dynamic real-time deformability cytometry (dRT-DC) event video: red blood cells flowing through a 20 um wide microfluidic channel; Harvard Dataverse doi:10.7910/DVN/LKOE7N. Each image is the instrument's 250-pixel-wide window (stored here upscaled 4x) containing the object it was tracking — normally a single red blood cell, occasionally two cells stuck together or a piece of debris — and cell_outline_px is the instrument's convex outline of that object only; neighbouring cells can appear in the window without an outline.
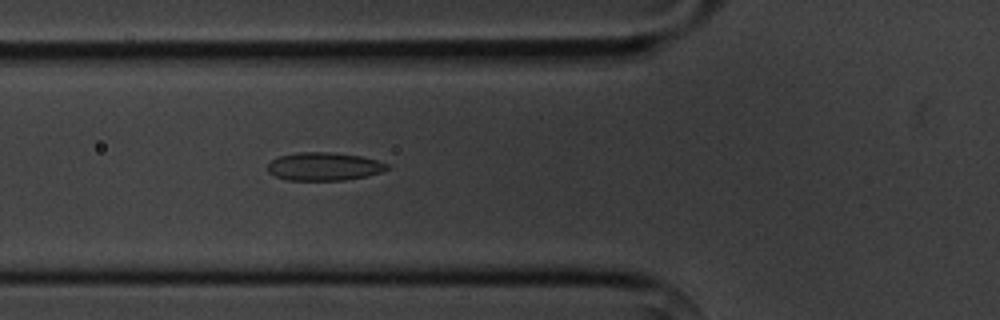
{"species": "common noctule bat (a hibernating species)", "species_latin": "Nyctalus noctula", "temperature_condition": "cold", "stored_images_in_passage": 4, "camera_frame_rate_fps": 3000, "um_per_image_px": 0.085, "animal": {"sex": "male", "body_mass_g": 20.1, "forearm_length_mm": 53.5}, "frame": {"image": 1, "passage_image": 4, "time_ms": 4.333, "image_size_px": [1000, 320], "cell_outline_px": [[388, 168], [380, 172], [368, 176], [344, 180], [288, 180], [276, 176], [268, 172], [268, 164], [272, 160], [280, 156], [296, 152], [332, 152], [360, 156], [376, 160], [388, 164]], "centroid_in_image_um": [27.53, 14.15], "position_along_channel_um": 98.3, "area_um2": 19.48}}